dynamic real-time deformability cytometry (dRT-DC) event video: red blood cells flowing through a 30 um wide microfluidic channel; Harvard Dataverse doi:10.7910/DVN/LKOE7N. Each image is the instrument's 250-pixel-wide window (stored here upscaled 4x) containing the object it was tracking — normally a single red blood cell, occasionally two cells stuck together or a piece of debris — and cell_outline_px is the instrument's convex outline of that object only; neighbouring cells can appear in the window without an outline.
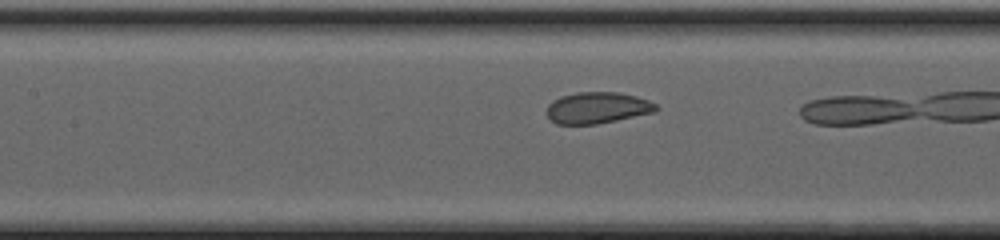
{"species": "common noctule bat (a hibernating species)", "species_latin": "Nyctalus noctula", "temperature_condition": "cold", "stored_images_in_passage": 17, "camera_frame_rate_fps": 3000, "um_per_image_px": 0.085, "animal": {"sex": "female", "body_mass_g": 20.0, "forearm_length_mm": 54.0}, "frame": {"image": 1, "passage_image": 10, "time_ms": 3.0, "image_size_px": [1000, 240], "cell_outline_px": [[660, 108], [656, 112], [596, 124], [556, 124], [548, 116], [548, 104], [552, 100], [560, 96], [576, 92], [620, 92], [636, 96], [648, 100], [656, 104]], "centroid_in_image_um": [50.8, 9.15], "position_along_channel_um": 156.6, "area_um2": 20.06}}